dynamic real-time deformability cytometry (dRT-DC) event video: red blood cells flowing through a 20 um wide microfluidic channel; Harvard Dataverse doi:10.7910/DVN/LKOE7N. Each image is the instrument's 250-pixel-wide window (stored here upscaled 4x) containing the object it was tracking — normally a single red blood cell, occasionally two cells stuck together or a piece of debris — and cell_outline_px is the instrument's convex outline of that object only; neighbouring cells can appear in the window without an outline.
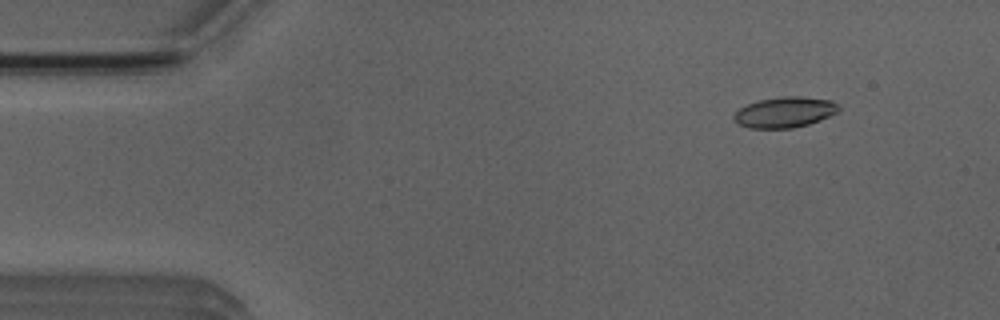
{"species": "Egyptian fruit bat (a non-hibernating species)", "species_latin": "Rousettus aegyptiacus", "temperature_condition": "room temperature", "stored_images_in_passage": 6, "camera_frame_rate_fps": 3000, "um_per_image_px": 0.085, "animal": {"sex": "male"}, "frame": {"image": 1, "passage_image": 2, "time_ms": 1.0, "image_size_px": [1000, 320], "cell_outline_px": [[840, 108], [836, 112], [820, 120], [808, 124], [792, 128], [748, 128], [736, 124], [732, 116], [740, 108], [748, 104], [760, 100], [780, 96], [800, 96], [832, 100]], "centroid_in_image_um": [66.67, 9.54], "position_along_channel_um": 18.3, "area_um2": 18.67}}